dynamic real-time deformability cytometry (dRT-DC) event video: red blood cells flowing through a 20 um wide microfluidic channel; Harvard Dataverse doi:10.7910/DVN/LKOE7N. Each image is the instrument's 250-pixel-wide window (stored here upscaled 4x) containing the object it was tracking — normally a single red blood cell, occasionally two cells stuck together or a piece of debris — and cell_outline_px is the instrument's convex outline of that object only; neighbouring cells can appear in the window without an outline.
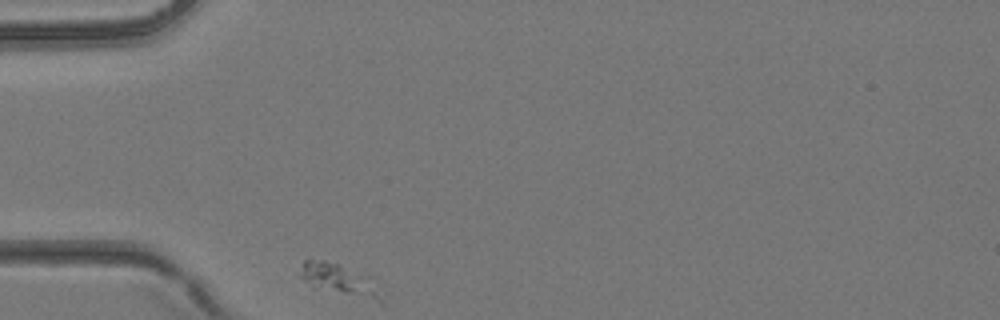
{"species": "common noctule bat (a hibernating species)", "species_latin": "Nyctalus noctula", "temperature_condition": "room temperature", "stored_images_in_passage": 1, "camera_frame_rate_fps": 3000, "um_per_image_px": 0.085, "animal": {"sex": "female", "body_mass_g": 24.6, "forearm_length_mm": 56.2}, "frame": {"image": 1, "passage_image": 1, "time_ms": 0.0, "image_size_px": [1000, 320], "cell_outline_px": [[380, 300], [376, 300], [312, 288], [296, 276], [304, 260], [324, 260], [340, 264], [372, 276]], "centroid_in_image_um": [28.69, 23.72], "position_along_channel_um": 56.3, "area_um2": 14.8}}